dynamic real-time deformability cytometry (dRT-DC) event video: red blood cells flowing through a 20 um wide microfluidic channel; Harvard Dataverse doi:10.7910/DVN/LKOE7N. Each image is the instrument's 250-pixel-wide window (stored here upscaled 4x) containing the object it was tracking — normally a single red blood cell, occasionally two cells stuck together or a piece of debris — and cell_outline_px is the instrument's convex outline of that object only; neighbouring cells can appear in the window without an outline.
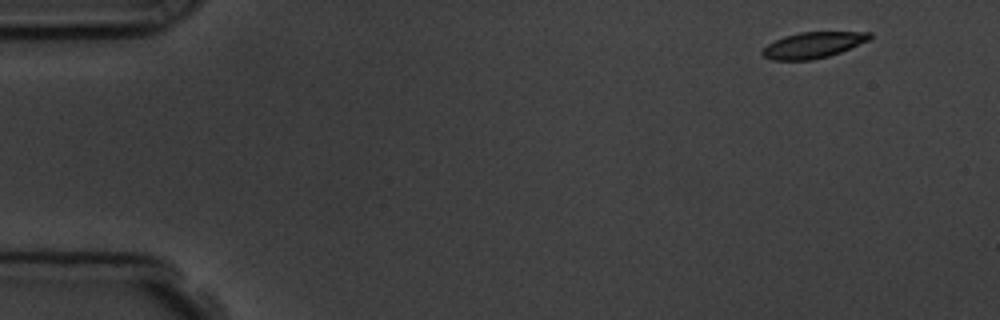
{"species": "common noctule bat (a hibernating species)", "species_latin": "Nyctalus noctula", "temperature_condition": "room temperature", "stored_images_in_passage": 4, "camera_frame_rate_fps": 3000, "um_per_image_px": 0.085, "animal": {"sex": "male", "body_mass_g": 19.5, "forearm_length_mm": 54.6}, "frame": {"image": 1, "passage_image": 1, "time_ms": 0.0, "image_size_px": [1000, 320], "cell_outline_px": [[872, 36], [868, 40], [840, 52], [828, 56], [812, 60], [772, 60], [764, 56], [760, 52], [768, 44], [784, 36], [800, 32], [872, 32]], "centroid_in_image_um": [69.09, 3.83], "position_along_channel_um": 15.9, "area_um2": 16.07}}
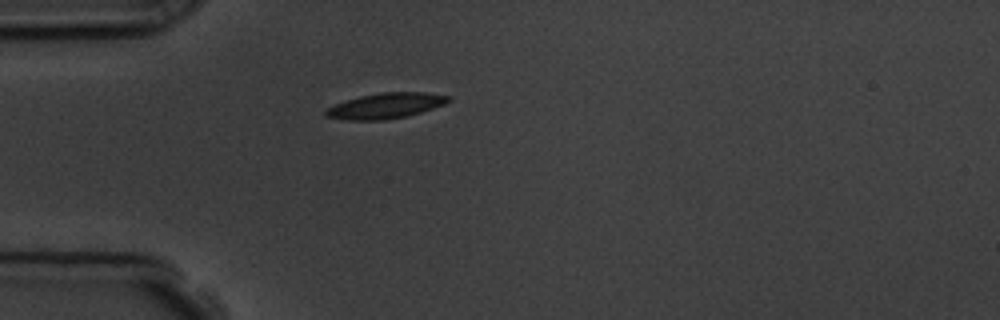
{"frame": {"image": 2, "passage_image": 4, "time_ms": 3.667, "image_size_px": [1000, 320], "cell_outline_px": [[452, 100], [444, 104], [420, 112], [404, 116], [384, 120], [348, 120], [324, 116], [324, 112], [328, 108], [336, 104], [360, 96], [380, 92], [428, 92], [452, 96]], "centroid_in_image_um": [32.82, 8.98], "position_along_channel_um": 52.2, "area_um2": 18.09}}